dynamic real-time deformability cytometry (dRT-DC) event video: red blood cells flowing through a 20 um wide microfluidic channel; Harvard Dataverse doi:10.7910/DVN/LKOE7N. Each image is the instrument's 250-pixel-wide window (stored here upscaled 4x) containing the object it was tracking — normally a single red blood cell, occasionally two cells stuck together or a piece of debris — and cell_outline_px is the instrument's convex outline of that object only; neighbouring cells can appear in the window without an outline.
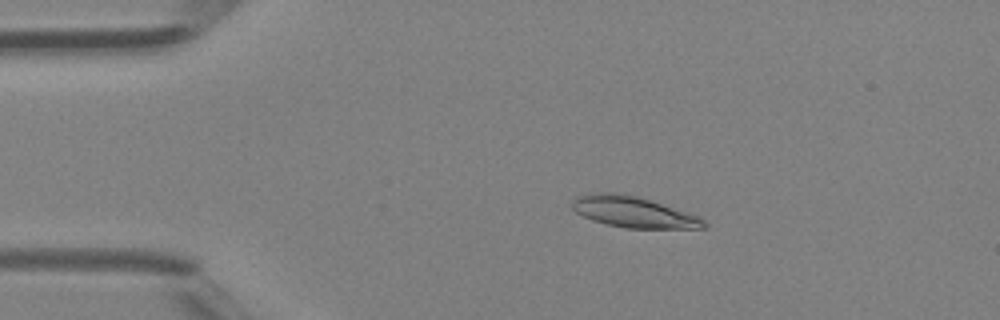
{"species": "Egyptian fruit bat (a non-hibernating species)", "species_latin": "Rousettus aegyptiacus", "temperature_condition": "room temperature", "stored_images_in_passage": 43, "camera_frame_rate_fps": 3000, "um_per_image_px": 0.085, "animal": {"sex": "female"}, "frame": {"image": 1, "passage_image": 6, "time_ms": 1.667, "image_size_px": [1000, 320], "cell_outline_px": [[708, 228], [624, 228], [592, 220], [576, 212], [572, 208], [572, 200], [576, 196], [588, 192], [612, 192], [636, 196], [688, 212], [700, 216], [708, 224]], "centroid_in_image_um": [53.83, 18.01], "position_along_channel_um": 31.2, "area_um2": 23.81}}
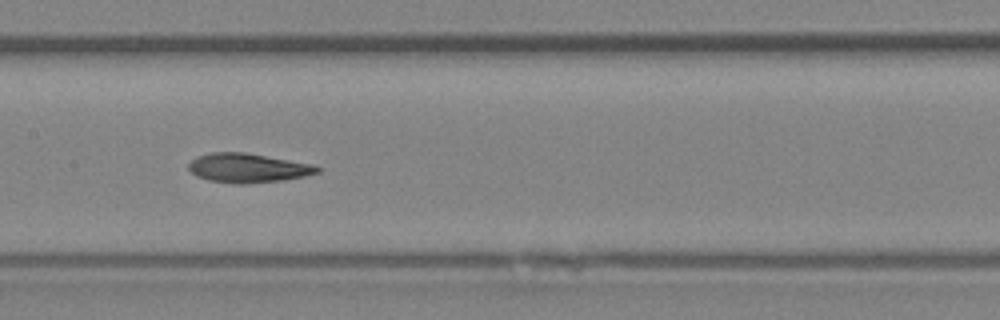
{"frame": {"image": 2, "passage_image": 20, "time_ms": 6.333, "image_size_px": [1000, 320], "cell_outline_px": [[320, 172], [304, 176], [284, 180], [244, 184], [236, 184], [208, 180], [196, 176], [188, 168], [188, 164], [196, 156], [212, 152], [244, 152], [312, 164], [320, 168]], "centroid_in_image_um": [21.04, 14.28], "position_along_channel_um": 186.4, "area_um2": 21.85}}
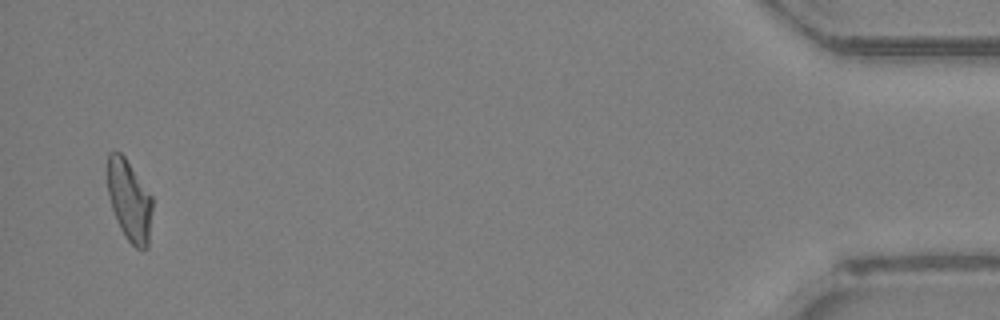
{"frame": {"image": 3, "passage_image": 42, "time_ms": 13.667, "image_size_px": [1000, 320], "cell_outline_px": [[152, 208], [148, 248], [136, 248], [124, 236], [116, 220], [108, 196], [108, 152], [120, 152], [124, 156], [152, 196]], "centroid_in_image_um": [11.0, 17.06], "position_along_channel_um": 424.2, "area_um2": 21.04}, "authors_computed_cell_mechanics": {"area_um2": 22.0796, "velocity_mm_per_s": 4.4382, "shape_relaxation_time_tau1_ms": null, "shape_relaxation_time_tau2_ms": 2.5285, "deformation_change_tau1": null, "deformation_change_tau2": 0.0811}}